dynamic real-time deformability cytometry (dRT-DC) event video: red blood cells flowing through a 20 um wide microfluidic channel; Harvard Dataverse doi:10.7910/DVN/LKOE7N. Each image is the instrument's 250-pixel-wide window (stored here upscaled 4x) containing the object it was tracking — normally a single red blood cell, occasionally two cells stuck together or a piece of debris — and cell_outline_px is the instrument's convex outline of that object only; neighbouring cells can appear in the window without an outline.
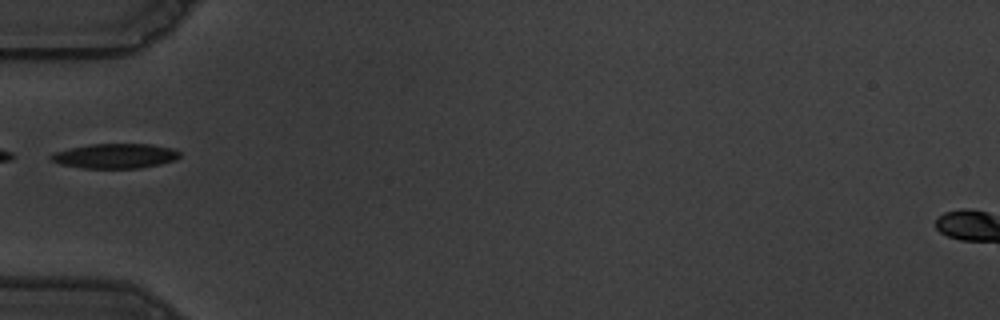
{"species": "common noctule bat (a hibernating species)", "species_latin": "Nyctalus noctula", "temperature_condition": "warm", "stored_images_in_passage": 33, "camera_frame_rate_fps": 3000, "um_per_image_px": 0.085, "animal": {"sex": "male", "body_mass_g": 19.5, "forearm_length_mm": 54.6}, "frame": {"image": 1, "passage_image": 1, "time_ms": 0.0, "image_size_px": [1000, 320], "cell_outline_px": [[180, 156], [176, 160], [160, 164], [140, 168], [84, 168], [60, 164], [52, 160], [48, 156], [56, 152], [68, 148], [88, 144], [152, 144], [172, 148], [180, 152]], "centroid_in_image_um": [9.8, 13.25], "position_along_channel_um": 75.2, "area_um2": 18.61}}
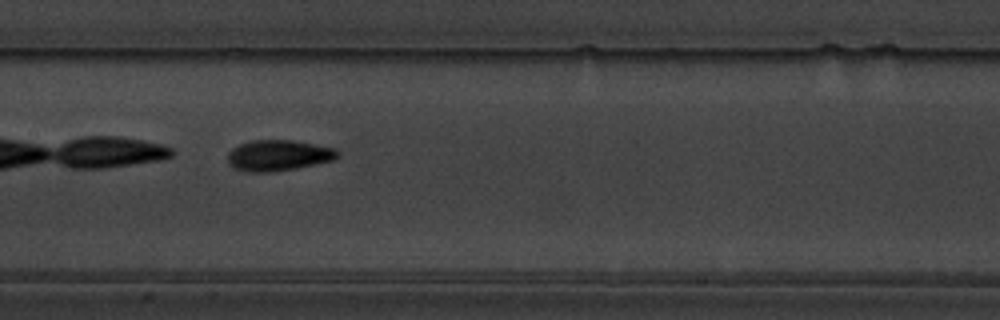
{"frame": {"image": 2, "passage_image": 10, "time_ms": 3.0, "image_size_px": [1000, 320], "cell_outline_px": [[340, 156], [332, 160], [316, 164], [296, 168], [272, 172], [248, 172], [232, 168], [228, 164], [228, 152], [232, 148], [240, 144], [252, 140], [292, 140], [336, 148], [340, 152]], "centroid_in_image_um": [23.65, 13.21], "position_along_channel_um": 183.7, "area_um2": 19.94}}